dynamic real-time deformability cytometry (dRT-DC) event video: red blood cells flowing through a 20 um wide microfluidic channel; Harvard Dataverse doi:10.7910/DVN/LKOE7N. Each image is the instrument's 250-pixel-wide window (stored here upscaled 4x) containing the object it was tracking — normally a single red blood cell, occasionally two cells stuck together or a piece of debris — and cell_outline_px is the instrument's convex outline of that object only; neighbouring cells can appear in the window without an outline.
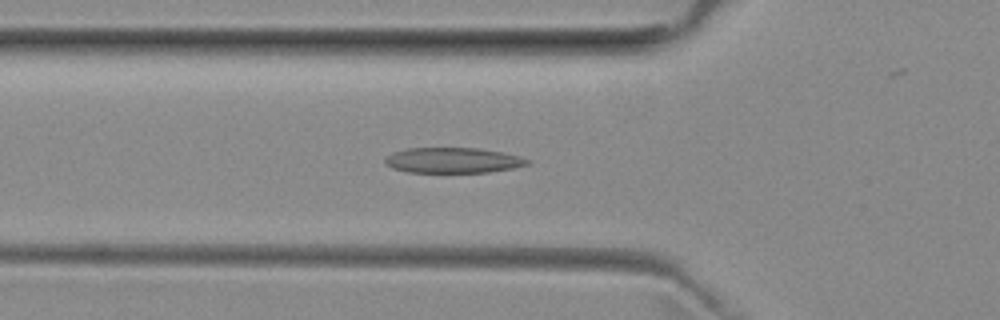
{"species": "common noctule bat (a hibernating species)", "species_latin": "Nyctalus noctula", "temperature_condition": "room temperature", "stored_images_in_passage": 38, "segment_of_instrument_passage": [1, 2], "camera_frame_rate_fps": 3000, "um_per_image_px": 0.085, "animal": {"sex": "female", "body_mass_g": 29.2, "forearm_length_mm": 56.3}, "frame": {"image": 1, "passage_image": 3, "time_ms": 0.667, "image_size_px": [1000, 320], "cell_outline_px": [[532, 164], [512, 168], [488, 172], [408, 172], [392, 168], [384, 164], [384, 160], [392, 152], [408, 148], [476, 148], [504, 152], [520, 156], [532, 160]], "centroid_in_image_um": [38.53, 13.62], "position_along_channel_um": 87.3, "area_um2": 21.21}}
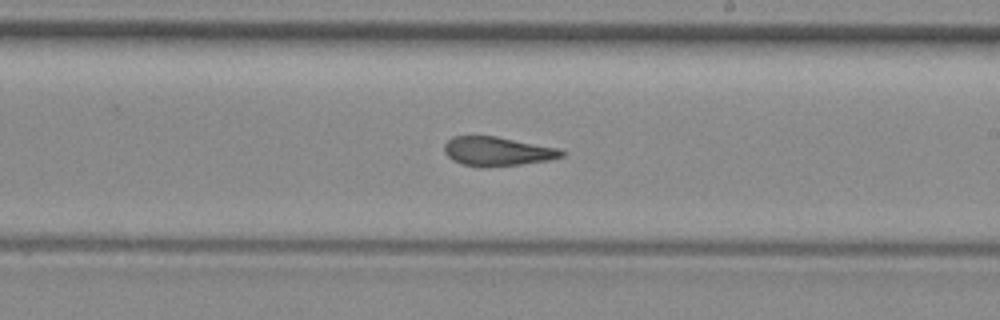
{"frame": {"image": 2, "passage_image": 15, "time_ms": 4.667, "image_size_px": [1000, 320], "cell_outline_px": [[564, 156], [548, 160], [520, 164], [484, 168], [480, 168], [464, 164], [452, 160], [444, 152], [444, 144], [452, 136], [496, 136], [556, 148], [564, 152]], "centroid_in_image_um": [42.22, 12.87], "position_along_channel_um": 246.8, "area_um2": 19.77}}
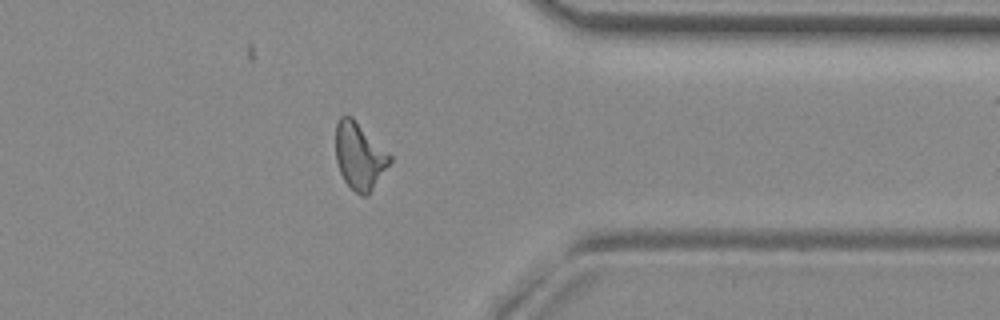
{"frame": {"image": 3, "passage_image": 26, "time_ms": 8.333, "image_size_px": [1000, 320], "cell_outline_px": [[392, 160], [368, 196], [360, 196], [344, 180], [340, 172], [336, 160], [336, 124], [340, 116], [352, 116], [392, 156]], "centroid_in_image_um": [30.55, 13.26], "position_along_channel_um": 380.8, "area_um2": 20.98}}